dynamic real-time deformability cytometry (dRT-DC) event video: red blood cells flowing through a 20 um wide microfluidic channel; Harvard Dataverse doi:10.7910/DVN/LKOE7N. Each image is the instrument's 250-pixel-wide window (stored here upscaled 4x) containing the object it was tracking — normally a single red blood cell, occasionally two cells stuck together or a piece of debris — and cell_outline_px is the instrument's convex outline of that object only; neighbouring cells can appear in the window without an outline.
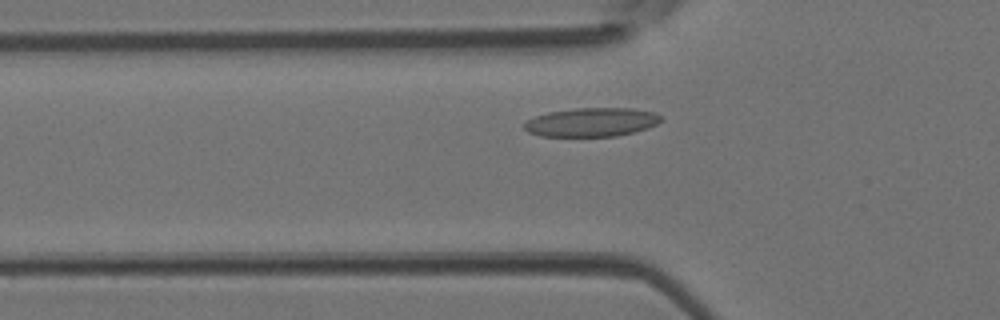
{"species": "Egyptian fruit bat (a non-hibernating species)", "species_latin": "Rousettus aegyptiacus", "temperature_condition": "room temperature", "stored_images_in_passage": 39, "camera_frame_rate_fps": 3000, "um_per_image_px": 0.085, "animal": {"sex": "female"}, "frame": {"image": 1, "passage_image": 8, "time_ms": 2.333, "image_size_px": [1000, 320], "cell_outline_px": [[664, 120], [648, 128], [616, 136], [540, 136], [528, 132], [524, 128], [524, 124], [528, 120], [536, 116], [548, 112], [576, 108], [632, 108], [656, 112]], "centroid_in_image_um": [50.31, 10.38], "position_along_channel_um": 75.5, "area_um2": 22.95}}
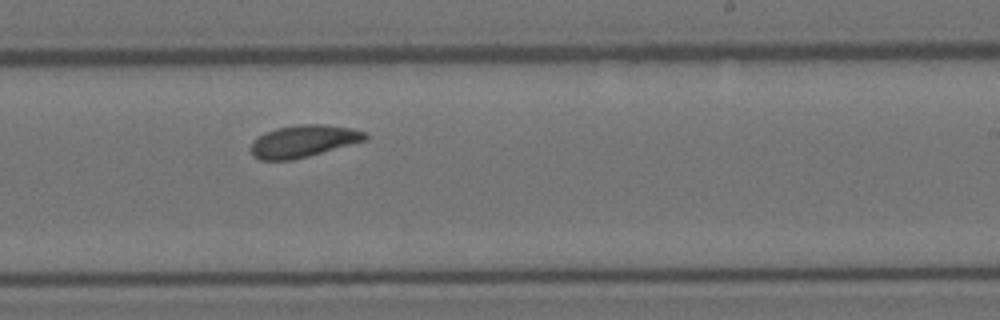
{"frame": {"image": 2, "passage_image": 21, "time_ms": 6.667, "image_size_px": [1000, 320], "cell_outline_px": [[368, 140], [308, 156], [292, 160], [260, 160], [252, 156], [252, 144], [264, 132], [276, 128], [296, 124], [324, 124], [352, 128], [368, 132]], "centroid_in_image_um": [25.85, 11.99], "position_along_channel_um": 263.2, "area_um2": 21.5}}
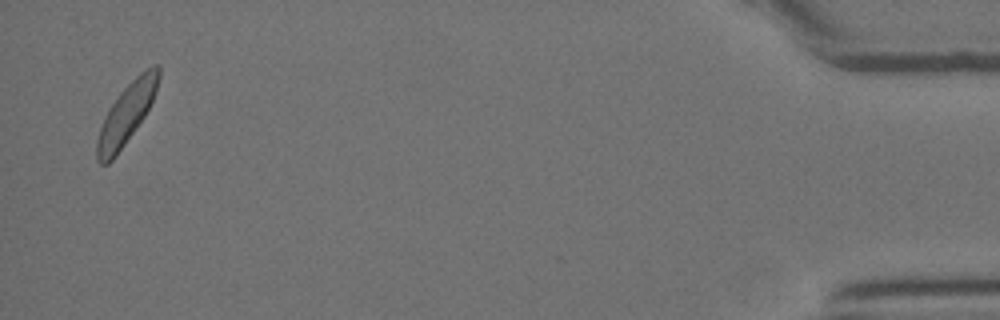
{"frame": {"image": 3, "passage_image": 38, "time_ms": 12.333, "image_size_px": [1000, 320], "cell_outline_px": [[160, 76], [156, 92], [144, 116], [116, 156], [108, 164], [100, 164], [96, 160], [96, 140], [104, 116], [120, 92], [140, 72], [152, 64], [160, 64]], "centroid_in_image_um": [10.74, 9.66], "position_along_channel_um": 424.5, "area_um2": 21.5}}